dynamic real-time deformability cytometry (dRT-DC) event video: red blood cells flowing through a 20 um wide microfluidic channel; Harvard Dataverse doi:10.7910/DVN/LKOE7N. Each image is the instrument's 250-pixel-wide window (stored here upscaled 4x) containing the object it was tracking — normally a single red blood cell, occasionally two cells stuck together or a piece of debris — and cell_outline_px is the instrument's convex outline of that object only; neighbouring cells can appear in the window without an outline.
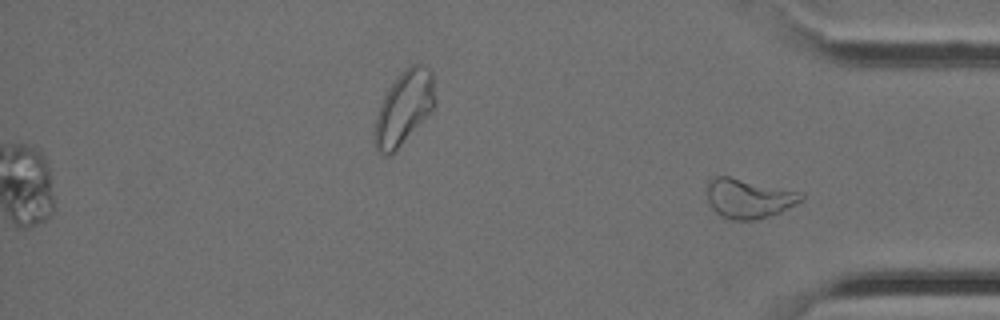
{"species": "Egyptian fruit bat (a non-hibernating species)", "species_latin": "Rousettus aegyptiacus", "temperature_condition": "cold", "stored_images_in_passage": 42, "segment_of_instrument_passage": [2, 2], "camera_frame_rate_fps": 3000, "um_per_image_px": 0.085, "animal": {"sex": "female"}, "frame": {"image": 1, "passage_image": 42, "time_ms": 13.667, "image_size_px": [1000, 320], "cell_outline_px": [[804, 200], [780, 212], [768, 216], [752, 220], [732, 220], [720, 216], [712, 208], [708, 200], [708, 180], [716, 176], [728, 176], [804, 192]], "centroid_in_image_um": [63.67, 16.86], "position_along_channel_um": 371.5, "area_um2": 21.73}}